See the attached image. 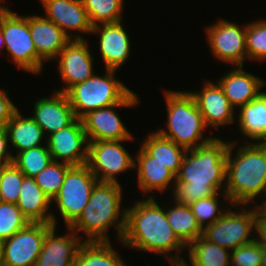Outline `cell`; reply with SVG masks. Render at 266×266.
I'll return each instance as SVG.
<instances>
[{"mask_svg": "<svg viewBox=\"0 0 266 266\" xmlns=\"http://www.w3.org/2000/svg\"><path fill=\"white\" fill-rule=\"evenodd\" d=\"M247 58L253 60L266 59V19L254 21L246 25Z\"/></svg>", "mask_w": 266, "mask_h": 266, "instance_id": "cell-36", "label": "cell"}, {"mask_svg": "<svg viewBox=\"0 0 266 266\" xmlns=\"http://www.w3.org/2000/svg\"><path fill=\"white\" fill-rule=\"evenodd\" d=\"M46 18L53 21L70 39H85L80 35L71 36L68 32L90 34L93 26L82 0H41ZM73 37V38H72Z\"/></svg>", "mask_w": 266, "mask_h": 266, "instance_id": "cell-16", "label": "cell"}, {"mask_svg": "<svg viewBox=\"0 0 266 266\" xmlns=\"http://www.w3.org/2000/svg\"><path fill=\"white\" fill-rule=\"evenodd\" d=\"M139 97L131 91L120 103L88 112L81 118L88 142L107 140H128L131 132L125 127L115 107H131L138 103Z\"/></svg>", "mask_w": 266, "mask_h": 266, "instance_id": "cell-10", "label": "cell"}, {"mask_svg": "<svg viewBox=\"0 0 266 266\" xmlns=\"http://www.w3.org/2000/svg\"><path fill=\"white\" fill-rule=\"evenodd\" d=\"M239 127L247 138L266 143V92L239 108Z\"/></svg>", "mask_w": 266, "mask_h": 266, "instance_id": "cell-27", "label": "cell"}, {"mask_svg": "<svg viewBox=\"0 0 266 266\" xmlns=\"http://www.w3.org/2000/svg\"><path fill=\"white\" fill-rule=\"evenodd\" d=\"M231 266H261V247L255 239L230 253Z\"/></svg>", "mask_w": 266, "mask_h": 266, "instance_id": "cell-38", "label": "cell"}, {"mask_svg": "<svg viewBox=\"0 0 266 266\" xmlns=\"http://www.w3.org/2000/svg\"><path fill=\"white\" fill-rule=\"evenodd\" d=\"M16 110L17 107L8 97L7 91L0 89V127L6 126Z\"/></svg>", "mask_w": 266, "mask_h": 266, "instance_id": "cell-39", "label": "cell"}, {"mask_svg": "<svg viewBox=\"0 0 266 266\" xmlns=\"http://www.w3.org/2000/svg\"><path fill=\"white\" fill-rule=\"evenodd\" d=\"M53 224L29 223L11 238L0 243L3 266H34L46 233Z\"/></svg>", "mask_w": 266, "mask_h": 266, "instance_id": "cell-12", "label": "cell"}, {"mask_svg": "<svg viewBox=\"0 0 266 266\" xmlns=\"http://www.w3.org/2000/svg\"><path fill=\"white\" fill-rule=\"evenodd\" d=\"M124 0H82L92 26L122 21Z\"/></svg>", "mask_w": 266, "mask_h": 266, "instance_id": "cell-31", "label": "cell"}, {"mask_svg": "<svg viewBox=\"0 0 266 266\" xmlns=\"http://www.w3.org/2000/svg\"><path fill=\"white\" fill-rule=\"evenodd\" d=\"M153 196L137 201L126 209V222L120 242L126 246L167 255L187 248L176 236L163 211Z\"/></svg>", "mask_w": 266, "mask_h": 266, "instance_id": "cell-2", "label": "cell"}, {"mask_svg": "<svg viewBox=\"0 0 266 266\" xmlns=\"http://www.w3.org/2000/svg\"><path fill=\"white\" fill-rule=\"evenodd\" d=\"M174 205V207L166 209V218L176 236L188 247L194 240L202 236L203 229L198 224L189 205H181L177 202Z\"/></svg>", "mask_w": 266, "mask_h": 266, "instance_id": "cell-30", "label": "cell"}, {"mask_svg": "<svg viewBox=\"0 0 266 266\" xmlns=\"http://www.w3.org/2000/svg\"><path fill=\"white\" fill-rule=\"evenodd\" d=\"M88 144L87 135L79 118H76L65 128L49 135L47 141L48 150L53 161H59L58 159H60L61 162L71 166H80L87 163Z\"/></svg>", "mask_w": 266, "mask_h": 266, "instance_id": "cell-14", "label": "cell"}, {"mask_svg": "<svg viewBox=\"0 0 266 266\" xmlns=\"http://www.w3.org/2000/svg\"><path fill=\"white\" fill-rule=\"evenodd\" d=\"M51 199L36 184L35 178L24 177L17 206L30 223H46L56 226V218L49 206Z\"/></svg>", "mask_w": 266, "mask_h": 266, "instance_id": "cell-23", "label": "cell"}, {"mask_svg": "<svg viewBox=\"0 0 266 266\" xmlns=\"http://www.w3.org/2000/svg\"><path fill=\"white\" fill-rule=\"evenodd\" d=\"M141 147L151 157L155 158V161L165 165L175 176L179 172L185 152L187 151L171 139L163 137L157 131L148 135Z\"/></svg>", "mask_w": 266, "mask_h": 266, "instance_id": "cell-28", "label": "cell"}, {"mask_svg": "<svg viewBox=\"0 0 266 266\" xmlns=\"http://www.w3.org/2000/svg\"><path fill=\"white\" fill-rule=\"evenodd\" d=\"M53 93L50 98H39L35 101L34 114L31 116L44 133L47 131L50 135L76 119L67 94L57 90Z\"/></svg>", "mask_w": 266, "mask_h": 266, "instance_id": "cell-18", "label": "cell"}, {"mask_svg": "<svg viewBox=\"0 0 266 266\" xmlns=\"http://www.w3.org/2000/svg\"><path fill=\"white\" fill-rule=\"evenodd\" d=\"M234 142H229L227 150L225 199L238 206L254 202L260 194L266 203V143H247L240 146L235 157L232 156ZM259 194V195H258Z\"/></svg>", "mask_w": 266, "mask_h": 266, "instance_id": "cell-3", "label": "cell"}, {"mask_svg": "<svg viewBox=\"0 0 266 266\" xmlns=\"http://www.w3.org/2000/svg\"><path fill=\"white\" fill-rule=\"evenodd\" d=\"M124 141L89 142L86 165L98 181L119 183L116 174L134 168L135 160L121 144Z\"/></svg>", "mask_w": 266, "mask_h": 266, "instance_id": "cell-11", "label": "cell"}, {"mask_svg": "<svg viewBox=\"0 0 266 266\" xmlns=\"http://www.w3.org/2000/svg\"><path fill=\"white\" fill-rule=\"evenodd\" d=\"M53 158L48 146H37L29 150L18 152L13 156V163L26 176L34 178L46 168Z\"/></svg>", "mask_w": 266, "mask_h": 266, "instance_id": "cell-32", "label": "cell"}, {"mask_svg": "<svg viewBox=\"0 0 266 266\" xmlns=\"http://www.w3.org/2000/svg\"><path fill=\"white\" fill-rule=\"evenodd\" d=\"M70 233L57 236L56 226H53L44 239L42 250L34 266H73L80 245L77 233L68 227Z\"/></svg>", "mask_w": 266, "mask_h": 266, "instance_id": "cell-20", "label": "cell"}, {"mask_svg": "<svg viewBox=\"0 0 266 266\" xmlns=\"http://www.w3.org/2000/svg\"><path fill=\"white\" fill-rule=\"evenodd\" d=\"M228 146V142L215 137L185 152L173 185L174 202L190 205L217 192H225ZM222 187L224 190L220 191Z\"/></svg>", "mask_w": 266, "mask_h": 266, "instance_id": "cell-1", "label": "cell"}, {"mask_svg": "<svg viewBox=\"0 0 266 266\" xmlns=\"http://www.w3.org/2000/svg\"><path fill=\"white\" fill-rule=\"evenodd\" d=\"M220 193L222 192H217L212 196L201 198L189 205L193 215L196 217V220L202 229H204L205 226L215 223L224 215L225 210H222L221 212L219 207L218 196Z\"/></svg>", "mask_w": 266, "mask_h": 266, "instance_id": "cell-37", "label": "cell"}, {"mask_svg": "<svg viewBox=\"0 0 266 266\" xmlns=\"http://www.w3.org/2000/svg\"><path fill=\"white\" fill-rule=\"evenodd\" d=\"M8 140L18 152L41 146L45 134L32 117H23L17 109L5 126Z\"/></svg>", "mask_w": 266, "mask_h": 266, "instance_id": "cell-26", "label": "cell"}, {"mask_svg": "<svg viewBox=\"0 0 266 266\" xmlns=\"http://www.w3.org/2000/svg\"><path fill=\"white\" fill-rule=\"evenodd\" d=\"M0 266H3V263H2V252H1V247H0Z\"/></svg>", "mask_w": 266, "mask_h": 266, "instance_id": "cell-45", "label": "cell"}, {"mask_svg": "<svg viewBox=\"0 0 266 266\" xmlns=\"http://www.w3.org/2000/svg\"><path fill=\"white\" fill-rule=\"evenodd\" d=\"M58 56V69L66 85L58 92L66 93L72 86L86 81L94 74L93 57L85 39H71Z\"/></svg>", "mask_w": 266, "mask_h": 266, "instance_id": "cell-15", "label": "cell"}, {"mask_svg": "<svg viewBox=\"0 0 266 266\" xmlns=\"http://www.w3.org/2000/svg\"><path fill=\"white\" fill-rule=\"evenodd\" d=\"M71 167L70 164L61 161H52L34 177L36 184L51 199V201L58 194L65 175Z\"/></svg>", "mask_w": 266, "mask_h": 266, "instance_id": "cell-33", "label": "cell"}, {"mask_svg": "<svg viewBox=\"0 0 266 266\" xmlns=\"http://www.w3.org/2000/svg\"><path fill=\"white\" fill-rule=\"evenodd\" d=\"M230 105L236 109L255 99L265 85V80L245 72L243 66L232 69L218 81ZM236 107V108H235Z\"/></svg>", "mask_w": 266, "mask_h": 266, "instance_id": "cell-22", "label": "cell"}, {"mask_svg": "<svg viewBox=\"0 0 266 266\" xmlns=\"http://www.w3.org/2000/svg\"><path fill=\"white\" fill-rule=\"evenodd\" d=\"M256 232L258 237L256 240L262 244L266 245V209L258 204V217L256 220Z\"/></svg>", "mask_w": 266, "mask_h": 266, "instance_id": "cell-41", "label": "cell"}, {"mask_svg": "<svg viewBox=\"0 0 266 266\" xmlns=\"http://www.w3.org/2000/svg\"><path fill=\"white\" fill-rule=\"evenodd\" d=\"M24 177L14 163L0 168V196L3 202L17 204Z\"/></svg>", "mask_w": 266, "mask_h": 266, "instance_id": "cell-35", "label": "cell"}, {"mask_svg": "<svg viewBox=\"0 0 266 266\" xmlns=\"http://www.w3.org/2000/svg\"><path fill=\"white\" fill-rule=\"evenodd\" d=\"M1 1L2 0H0V3H1ZM12 12L13 11L8 9L7 7L0 5V19L3 18L4 16L11 14Z\"/></svg>", "mask_w": 266, "mask_h": 266, "instance_id": "cell-43", "label": "cell"}, {"mask_svg": "<svg viewBox=\"0 0 266 266\" xmlns=\"http://www.w3.org/2000/svg\"><path fill=\"white\" fill-rule=\"evenodd\" d=\"M73 266H126V264L116 250L112 249L109 241H83Z\"/></svg>", "mask_w": 266, "mask_h": 266, "instance_id": "cell-29", "label": "cell"}, {"mask_svg": "<svg viewBox=\"0 0 266 266\" xmlns=\"http://www.w3.org/2000/svg\"><path fill=\"white\" fill-rule=\"evenodd\" d=\"M121 187L119 183L98 181L87 205L69 228L77 234L78 231H83L88 237L85 241L107 242L109 241L107 230L112 225L121 241L126 222V208L123 212L120 208L123 197Z\"/></svg>", "mask_w": 266, "mask_h": 266, "instance_id": "cell-4", "label": "cell"}, {"mask_svg": "<svg viewBox=\"0 0 266 266\" xmlns=\"http://www.w3.org/2000/svg\"><path fill=\"white\" fill-rule=\"evenodd\" d=\"M164 93L168 114L167 130L169 131L160 129L157 132L186 150L209 142L213 137L203 139L202 132L206 129V125L190 92L165 90Z\"/></svg>", "mask_w": 266, "mask_h": 266, "instance_id": "cell-5", "label": "cell"}, {"mask_svg": "<svg viewBox=\"0 0 266 266\" xmlns=\"http://www.w3.org/2000/svg\"><path fill=\"white\" fill-rule=\"evenodd\" d=\"M5 49L10 53L19 69L34 74L40 73L45 62L36 52L29 30V16H20L17 13L4 16L0 19Z\"/></svg>", "mask_w": 266, "mask_h": 266, "instance_id": "cell-8", "label": "cell"}, {"mask_svg": "<svg viewBox=\"0 0 266 266\" xmlns=\"http://www.w3.org/2000/svg\"><path fill=\"white\" fill-rule=\"evenodd\" d=\"M200 92H190V94L202 114L206 127L216 129L236 121L235 109L230 105L219 83L204 82V87Z\"/></svg>", "mask_w": 266, "mask_h": 266, "instance_id": "cell-17", "label": "cell"}, {"mask_svg": "<svg viewBox=\"0 0 266 266\" xmlns=\"http://www.w3.org/2000/svg\"><path fill=\"white\" fill-rule=\"evenodd\" d=\"M98 179L85 165L72 166L66 173L58 194L53 198L66 227H70L87 205Z\"/></svg>", "mask_w": 266, "mask_h": 266, "instance_id": "cell-9", "label": "cell"}, {"mask_svg": "<svg viewBox=\"0 0 266 266\" xmlns=\"http://www.w3.org/2000/svg\"><path fill=\"white\" fill-rule=\"evenodd\" d=\"M171 266H184L183 264H171Z\"/></svg>", "mask_w": 266, "mask_h": 266, "instance_id": "cell-46", "label": "cell"}, {"mask_svg": "<svg viewBox=\"0 0 266 266\" xmlns=\"http://www.w3.org/2000/svg\"><path fill=\"white\" fill-rule=\"evenodd\" d=\"M115 69H106L102 77L93 74L86 81L72 86L67 92L76 118L88 112L120 103L132 90L114 77Z\"/></svg>", "mask_w": 266, "mask_h": 266, "instance_id": "cell-6", "label": "cell"}, {"mask_svg": "<svg viewBox=\"0 0 266 266\" xmlns=\"http://www.w3.org/2000/svg\"><path fill=\"white\" fill-rule=\"evenodd\" d=\"M29 30L36 52L45 62L56 59L71 40L53 21L43 16H29Z\"/></svg>", "mask_w": 266, "mask_h": 266, "instance_id": "cell-21", "label": "cell"}, {"mask_svg": "<svg viewBox=\"0 0 266 266\" xmlns=\"http://www.w3.org/2000/svg\"><path fill=\"white\" fill-rule=\"evenodd\" d=\"M3 47H5V41H4V38H3L2 27L0 25V48H3Z\"/></svg>", "mask_w": 266, "mask_h": 266, "instance_id": "cell-44", "label": "cell"}, {"mask_svg": "<svg viewBox=\"0 0 266 266\" xmlns=\"http://www.w3.org/2000/svg\"><path fill=\"white\" fill-rule=\"evenodd\" d=\"M134 168L138 169V185L144 193L152 190L164 192L176 176L160 162L155 161L142 147L138 151ZM137 163V164H136Z\"/></svg>", "mask_w": 266, "mask_h": 266, "instance_id": "cell-24", "label": "cell"}, {"mask_svg": "<svg viewBox=\"0 0 266 266\" xmlns=\"http://www.w3.org/2000/svg\"><path fill=\"white\" fill-rule=\"evenodd\" d=\"M261 247V266H266V245L260 244Z\"/></svg>", "mask_w": 266, "mask_h": 266, "instance_id": "cell-42", "label": "cell"}, {"mask_svg": "<svg viewBox=\"0 0 266 266\" xmlns=\"http://www.w3.org/2000/svg\"><path fill=\"white\" fill-rule=\"evenodd\" d=\"M121 23L96 25L91 31L99 32V49L106 69H119L130 55V38Z\"/></svg>", "mask_w": 266, "mask_h": 266, "instance_id": "cell-19", "label": "cell"}, {"mask_svg": "<svg viewBox=\"0 0 266 266\" xmlns=\"http://www.w3.org/2000/svg\"><path fill=\"white\" fill-rule=\"evenodd\" d=\"M29 223L17 204L0 202V243L11 238Z\"/></svg>", "mask_w": 266, "mask_h": 266, "instance_id": "cell-34", "label": "cell"}, {"mask_svg": "<svg viewBox=\"0 0 266 266\" xmlns=\"http://www.w3.org/2000/svg\"><path fill=\"white\" fill-rule=\"evenodd\" d=\"M189 260L188 264L181 255L170 256L171 264H183L184 266H231L229 250L209 242L203 236L194 240L188 247Z\"/></svg>", "mask_w": 266, "mask_h": 266, "instance_id": "cell-25", "label": "cell"}, {"mask_svg": "<svg viewBox=\"0 0 266 266\" xmlns=\"http://www.w3.org/2000/svg\"><path fill=\"white\" fill-rule=\"evenodd\" d=\"M251 210L242 209L241 212H235L226 209L220 219L211 225L205 226L202 236L209 242L215 243L230 252L231 249L234 250L253 242L256 239V237L252 238V232L256 230L258 205L256 204Z\"/></svg>", "mask_w": 266, "mask_h": 266, "instance_id": "cell-7", "label": "cell"}, {"mask_svg": "<svg viewBox=\"0 0 266 266\" xmlns=\"http://www.w3.org/2000/svg\"><path fill=\"white\" fill-rule=\"evenodd\" d=\"M8 134L5 127H0V168L13 163V154L8 150Z\"/></svg>", "mask_w": 266, "mask_h": 266, "instance_id": "cell-40", "label": "cell"}, {"mask_svg": "<svg viewBox=\"0 0 266 266\" xmlns=\"http://www.w3.org/2000/svg\"><path fill=\"white\" fill-rule=\"evenodd\" d=\"M207 41L214 57L229 64L243 66L246 50V25L219 20L206 27Z\"/></svg>", "mask_w": 266, "mask_h": 266, "instance_id": "cell-13", "label": "cell"}]
</instances>
